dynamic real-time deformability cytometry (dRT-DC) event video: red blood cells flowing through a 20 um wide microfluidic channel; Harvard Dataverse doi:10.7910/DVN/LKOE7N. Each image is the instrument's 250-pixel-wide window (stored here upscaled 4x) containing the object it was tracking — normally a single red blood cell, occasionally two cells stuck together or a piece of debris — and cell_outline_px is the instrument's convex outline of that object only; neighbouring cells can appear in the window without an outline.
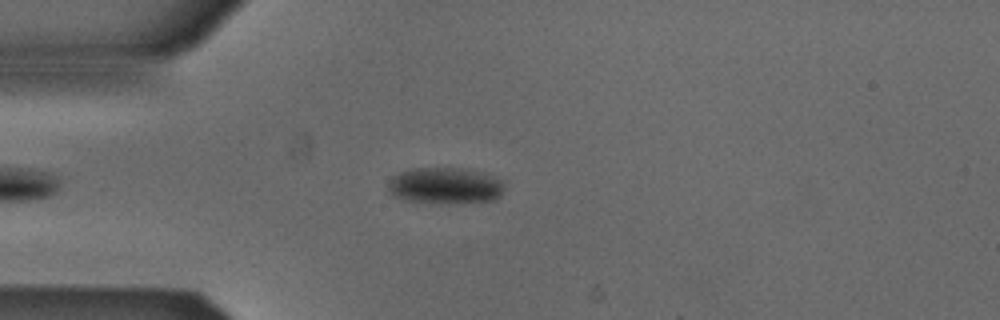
{"species": "Egyptian fruit bat (a non-hibernating species)", "species_latin": "Rousettus aegyptiacus", "temperature_condition": "cold", "stored_images_in_passage": 3, "camera_frame_rate_fps": 3000, "um_per_image_px": 0.085, "animal": {"sex": "male"}, "frame": {"image": 1, "passage_image": 3, "time_ms": 0.667, "image_size_px": [1000, 320], "cell_outline_px": [[504, 188], [500, 196], [496, 200], [404, 200], [388, 192], [388, 184], [392, 176], [400, 172], [412, 168], [472, 168], [484, 172], [504, 180]], "centroid_in_image_um": [37.87, 15.7], "position_along_channel_um": 47.1, "area_um2": 23.87}}